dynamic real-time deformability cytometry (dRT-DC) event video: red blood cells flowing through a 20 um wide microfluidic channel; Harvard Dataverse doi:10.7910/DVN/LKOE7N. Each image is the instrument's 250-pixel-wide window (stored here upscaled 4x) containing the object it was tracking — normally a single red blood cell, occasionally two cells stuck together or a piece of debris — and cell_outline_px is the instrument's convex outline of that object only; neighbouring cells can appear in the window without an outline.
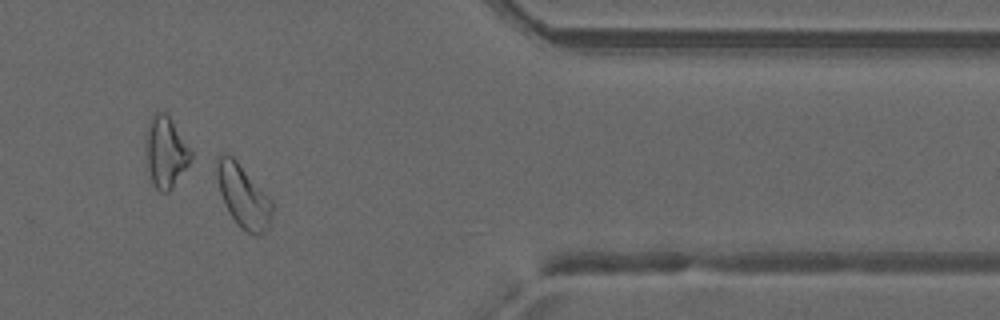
{"species": "common noctule bat (a hibernating species)", "species_latin": "Nyctalus noctula", "temperature_condition": "warm", "stored_images_in_passage": 49, "camera_frame_rate_fps": 3000, "um_per_image_px": 0.085, "animal": {"sex": "male", "forearm_length_mm": 52.5}, "frame": {"image": 1, "passage_image": 42, "time_ms": 13.667, "image_size_px": [1000, 320], "cell_outline_px": [[272, 212], [268, 228], [260, 236], [256, 236], [240, 228], [236, 224], [228, 212], [224, 204], [220, 192], [216, 176], [216, 156], [224, 152], [228, 152], [236, 160], [272, 200]], "centroid_in_image_um": [20.64, 16.66], "position_along_channel_um": 390.8, "area_um2": 20.46}, "authors_computed_cell_mechanics": {"area_um2": 22.9466, "velocity_mm_per_s": 4.1634, "shape_relaxation_time_tau1_ms": null, "shape_relaxation_time_tau2_ms": 1.1505, "deformation_change_tau1": null, "deformation_change_tau2": 0.0878}}